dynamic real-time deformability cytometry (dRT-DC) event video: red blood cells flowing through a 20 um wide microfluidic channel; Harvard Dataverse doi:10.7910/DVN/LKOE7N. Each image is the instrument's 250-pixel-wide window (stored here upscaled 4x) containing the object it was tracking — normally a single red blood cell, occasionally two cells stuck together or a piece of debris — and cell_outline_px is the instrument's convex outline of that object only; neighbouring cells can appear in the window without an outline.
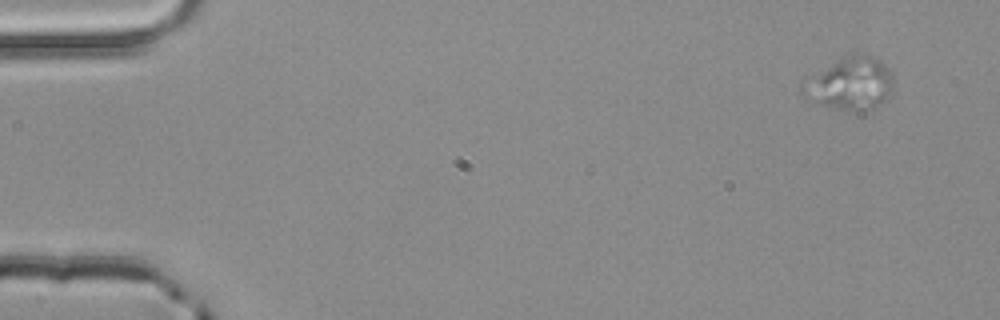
{"species": "common noctule bat (a hibernating species)", "species_latin": "Nyctalus noctula", "temperature_condition": "room temperature", "stored_images_in_passage": 4, "camera_frame_rate_fps": 3000, "um_per_image_px": 0.085, "animal": {"sex": "male", "body_mass_g": 20.4}, "frame": {"image": 1, "passage_image": 1, "time_ms": 0.0, "image_size_px": [1000, 320], "cell_outline_px": [[892, 88], [884, 100], [872, 108], [840, 108], [820, 104], [820, 76], [836, 60], [844, 56], [856, 52], [872, 56], [880, 60], [888, 68], [892, 76]], "centroid_in_image_um": [72.71, 7.0], "position_along_channel_um": 12.3, "area_um2": 23.47}}
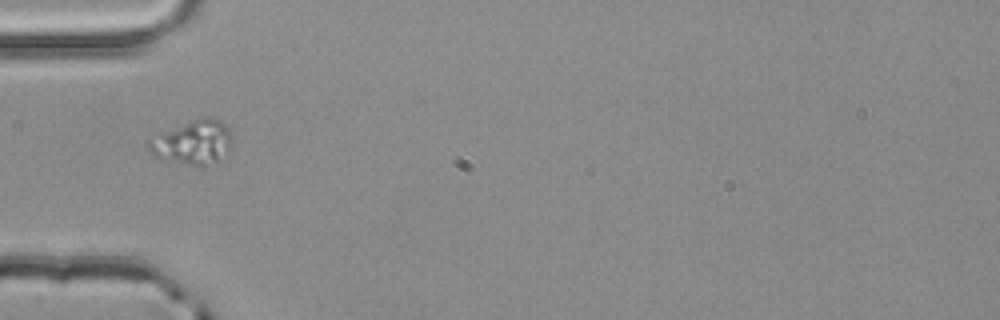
{"frame": {"image": 2, "passage_image": 4, "time_ms": 1.0, "image_size_px": [1000, 320], "cell_outline_px": [[232, 144], [216, 160], [204, 164], [188, 164], [152, 156], [148, 148], [148, 140], [156, 132], [204, 116], [208, 116], [220, 120], [228, 128], [232, 136]], "centroid_in_image_um": [16.32, 12.03], "position_along_channel_um": 68.7, "area_um2": 21.15}}